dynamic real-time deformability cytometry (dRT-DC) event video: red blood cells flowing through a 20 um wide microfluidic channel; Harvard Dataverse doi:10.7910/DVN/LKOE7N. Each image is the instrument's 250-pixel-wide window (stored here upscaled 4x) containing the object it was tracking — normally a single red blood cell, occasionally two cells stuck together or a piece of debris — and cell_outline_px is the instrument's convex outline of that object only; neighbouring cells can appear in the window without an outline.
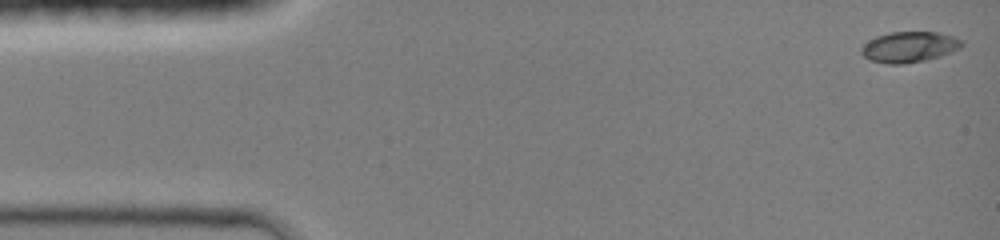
{"species": "common noctule bat (a hibernating species)", "species_latin": "Nyctalus noctula", "temperature_condition": "room temperature", "stored_images_in_passage": 44, "camera_frame_rate_fps": 3000, "um_per_image_px": 0.085, "animal": {"sex": "female", "body_mass_g": 19.0, "forearm_length_mm": 51.5}, "frame": {"image": 1, "passage_image": 1, "time_ms": 0.0, "image_size_px": [1000, 240], "cell_outline_px": [[964, 44], [960, 48], [940, 56], [924, 60], [904, 64], [884, 64], [872, 60], [864, 56], [860, 52], [860, 48], [868, 40], [876, 36], [892, 32], [940, 32], [964, 40]], "centroid_in_image_um": [77.29, 3.99], "position_along_channel_um": 7.7, "area_um2": 18.03}}
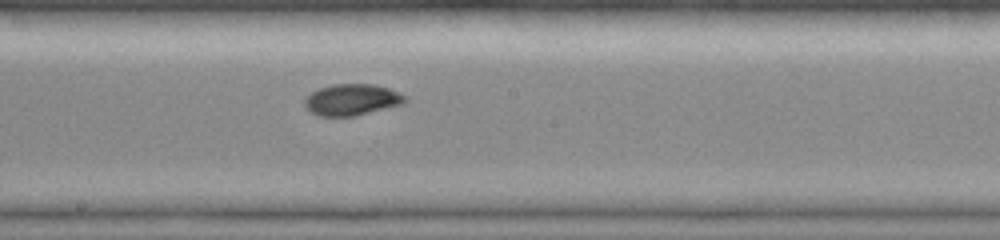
{"frame": {"image": 2, "passage_image": 24, "time_ms": 7.667, "image_size_px": [1000, 240], "cell_outline_px": [[408, 100], [404, 104], [356, 116], [316, 116], [304, 104], [304, 100], [312, 92], [320, 88], [332, 84], [372, 84], [388, 88], [400, 92], [408, 96]], "centroid_in_image_um": [29.97, 8.48], "position_along_channel_um": 218.2, "area_um2": 18.5}}
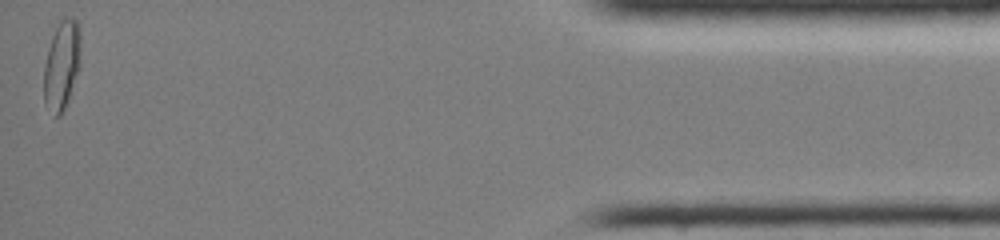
{"frame": {"image": 3, "passage_image": 44, "time_ms": 14.333, "image_size_px": [1000, 240], "cell_outline_px": [[80, 68], [68, 100], [60, 116], [56, 116], [44, 104], [44, 68], [48, 48], [52, 36], [60, 20], [72, 16], [76, 20], [80, 28]], "centroid_in_image_um": [5.26, 5.52], "position_along_channel_um": 429.9, "area_um2": 19.13}, "authors_computed_cell_mechanics": {"area_um2": 17.8313, "velocity_mm_per_s": 4.2934, "shape_relaxation_time_tau1_ms": 7.323, "shape_relaxation_time_tau2_ms": null, "deformation_change_tau1": 0.2217, "deformation_change_tau2": null}}